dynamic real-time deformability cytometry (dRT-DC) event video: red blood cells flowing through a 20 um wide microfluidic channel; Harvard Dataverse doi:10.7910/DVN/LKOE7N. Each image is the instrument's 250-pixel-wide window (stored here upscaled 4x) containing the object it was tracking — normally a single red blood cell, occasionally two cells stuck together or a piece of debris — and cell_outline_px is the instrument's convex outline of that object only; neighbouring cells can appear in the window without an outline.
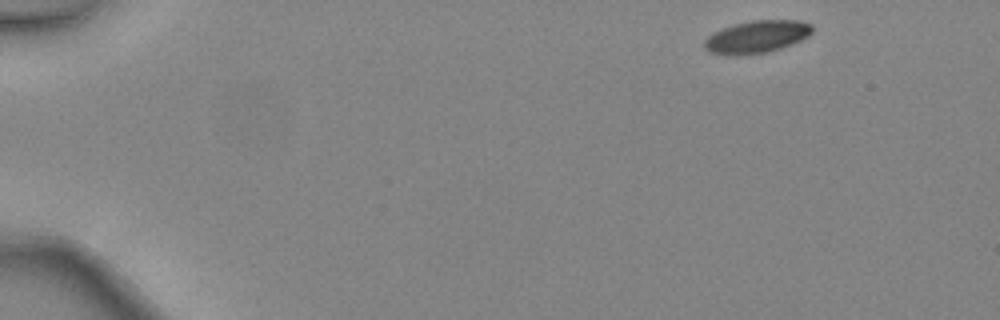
{"species": "common noctule bat (a hibernating species)", "species_latin": "Nyctalus noctula", "temperature_condition": "warm", "stored_images_in_passage": 4, "camera_frame_rate_fps": 3000, "um_per_image_px": 0.085, "animal": {"sex": "female", "body_mass_g": 24.6, "forearm_length_mm": 56.2}, "frame": {"image": 1, "passage_image": 1, "time_ms": 0.0, "image_size_px": [1000, 320], "cell_outline_px": [[812, 32], [808, 36], [792, 44], [768, 52], [708, 52], [704, 48], [704, 40], [708, 36], [724, 28], [736, 24], [752, 20], [800, 20], [812, 24]], "centroid_in_image_um": [64.41, 3.07], "position_along_channel_um": 20.6, "area_um2": 19.48}}
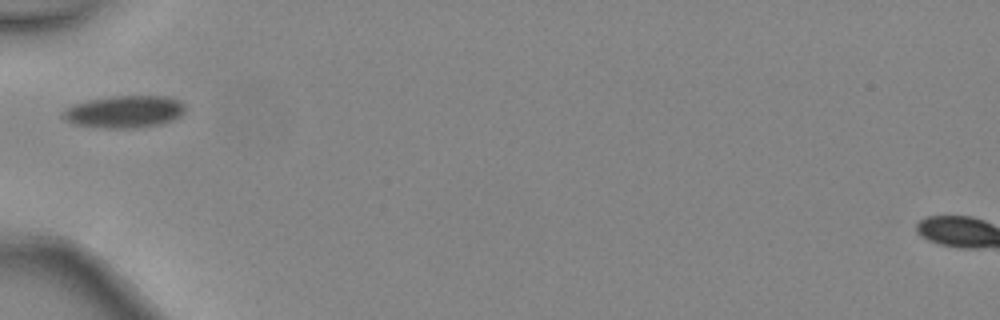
{"frame": {"image": 2, "passage_image": 4, "time_ms": 1.0, "image_size_px": [1000, 320], "cell_outline_px": [[184, 112], [180, 116], [172, 120], [160, 124], [132, 128], [108, 128], [76, 124], [64, 120], [60, 116], [60, 112], [64, 108], [88, 100], [112, 96], [164, 96], [180, 100], [184, 104]], "centroid_in_image_um": [10.55, 9.49], "position_along_channel_um": 74.5, "area_um2": 22.95}}